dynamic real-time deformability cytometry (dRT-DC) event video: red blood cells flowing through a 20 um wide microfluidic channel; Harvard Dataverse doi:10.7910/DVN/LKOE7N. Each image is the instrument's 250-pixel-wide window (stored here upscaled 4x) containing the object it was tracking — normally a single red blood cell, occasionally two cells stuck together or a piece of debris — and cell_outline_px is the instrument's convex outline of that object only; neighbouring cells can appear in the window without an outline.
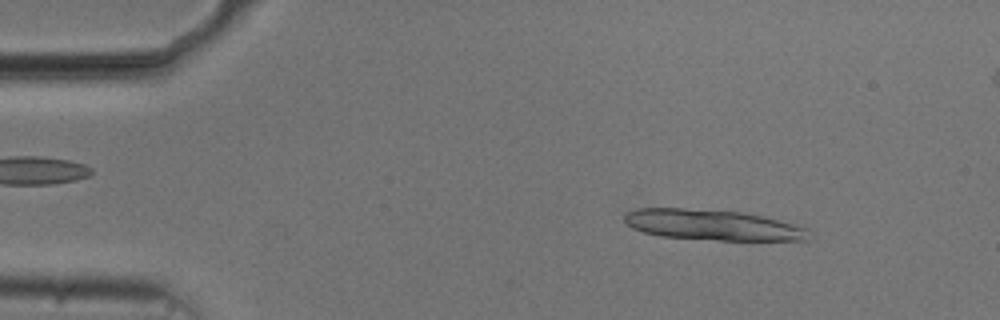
{"species": "common noctule bat (a hibernating species)", "species_latin": "Nyctalus noctula", "temperature_condition": "cold", "stored_images_in_passage": 48, "segment_of_instrument_passage": [1, 2], "camera_frame_rate_fps": 3000, "um_per_image_px": 0.085, "animal": {"sex": "male", "body_mass_g": 20.5, "forearm_length_mm": 52.5}, "frame": {"image": 1, "passage_image": 4, "time_ms": 1.0, "image_size_px": [1000, 320], "cell_outline_px": [[808, 240], [720, 240], [660, 236], [644, 232], [632, 228], [624, 220], [624, 216], [628, 212], [636, 208], [684, 208], [744, 212], [764, 216], [808, 228]], "centroid_in_image_um": [60.56, 19.11], "position_along_channel_um": 24.4, "area_um2": 32.71}}